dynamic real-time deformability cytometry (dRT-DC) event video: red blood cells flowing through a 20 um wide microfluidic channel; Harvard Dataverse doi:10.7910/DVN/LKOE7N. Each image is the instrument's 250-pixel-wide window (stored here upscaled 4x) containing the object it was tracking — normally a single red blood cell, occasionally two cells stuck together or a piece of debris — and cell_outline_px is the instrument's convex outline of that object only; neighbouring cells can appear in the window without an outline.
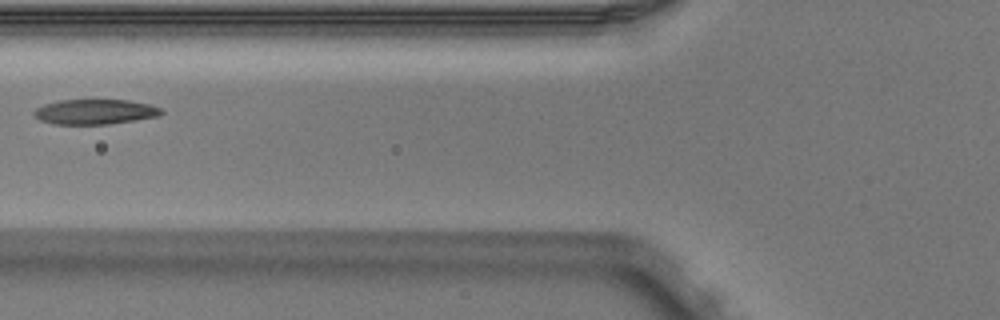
{"species": "Egyptian fruit bat (a non-hibernating species)", "species_latin": "Rousettus aegyptiacus", "temperature_condition": "warm", "stored_images_in_passage": 2, "camera_frame_rate_fps": 3000, "um_per_image_px": 0.085, "animal": {"sex": "male"}, "frame": {"image": 1, "passage_image": 2, "time_ms": 0.333, "image_size_px": [1000, 320], "cell_outline_px": [[164, 112], [160, 116], [136, 120], [108, 124], [56, 124], [40, 120], [32, 112], [36, 108], [44, 104], [60, 100], [128, 100], [148, 104], [160, 108]], "centroid_in_image_um": [8.09, 9.5], "position_along_channel_um": 117.7, "area_um2": 18.5}}